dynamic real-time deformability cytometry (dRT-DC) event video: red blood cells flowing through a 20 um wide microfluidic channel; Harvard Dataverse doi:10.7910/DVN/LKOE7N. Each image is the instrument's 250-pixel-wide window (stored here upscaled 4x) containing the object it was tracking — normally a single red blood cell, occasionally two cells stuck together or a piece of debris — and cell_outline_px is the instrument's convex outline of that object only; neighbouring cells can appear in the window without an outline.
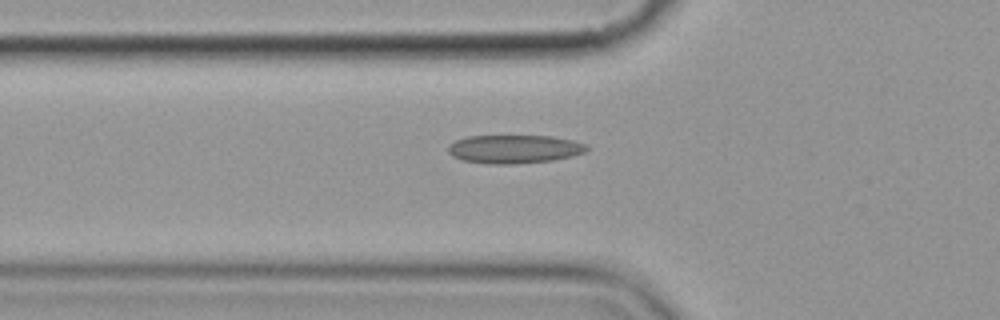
{"species": "common noctule bat (a hibernating species)", "species_latin": "Nyctalus noctula", "temperature_condition": "cold", "stored_images_in_passage": 4, "camera_frame_rate_fps": 3000, "um_per_image_px": 0.085, "animal": {"sex": "female", "body_mass_g": 19.9}, "frame": {"image": 1, "passage_image": 4, "time_ms": 3.667, "image_size_px": [1000, 320], "cell_outline_px": [[588, 148], [584, 152], [572, 156], [552, 160], [516, 164], [488, 164], [464, 160], [452, 156], [448, 152], [448, 144], [456, 140], [468, 136], [552, 136], [572, 140], [588, 144]], "centroid_in_image_um": [43.71, 12.67], "position_along_channel_um": 82.1, "area_um2": 23.0}}